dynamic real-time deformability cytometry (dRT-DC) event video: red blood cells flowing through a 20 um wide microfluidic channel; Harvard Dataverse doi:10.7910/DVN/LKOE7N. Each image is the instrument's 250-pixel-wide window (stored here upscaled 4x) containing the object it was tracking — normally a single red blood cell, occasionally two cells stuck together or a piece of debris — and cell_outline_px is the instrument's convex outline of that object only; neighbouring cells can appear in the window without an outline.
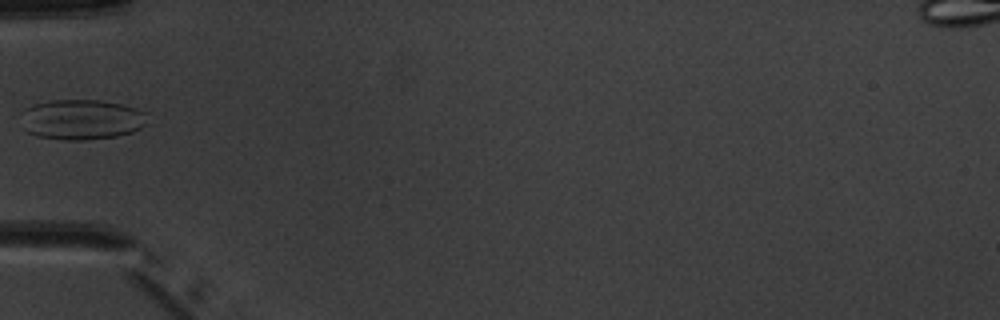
{"species": "common noctule bat (a hibernating species)", "species_latin": "Nyctalus noctula", "temperature_condition": "warm", "stored_images_in_passage": 5, "camera_frame_rate_fps": 3000, "um_per_image_px": 0.085, "animal": {"sex": "male", "body_mass_g": 20.1, "forearm_length_mm": 53.5}, "frame": {"image": 1, "passage_image": 5, "time_ms": 4.667, "image_size_px": [1000, 320], "cell_outline_px": [[148, 124], [132, 132], [116, 136], [88, 140], [64, 140], [40, 136], [28, 132], [24, 128], [20, 112], [24, 108], [32, 104], [48, 100], [96, 100], [120, 104], [136, 108], [148, 112]], "centroid_in_image_um": [6.95, 10.15], "position_along_channel_um": 78.1, "area_um2": 30.0}}